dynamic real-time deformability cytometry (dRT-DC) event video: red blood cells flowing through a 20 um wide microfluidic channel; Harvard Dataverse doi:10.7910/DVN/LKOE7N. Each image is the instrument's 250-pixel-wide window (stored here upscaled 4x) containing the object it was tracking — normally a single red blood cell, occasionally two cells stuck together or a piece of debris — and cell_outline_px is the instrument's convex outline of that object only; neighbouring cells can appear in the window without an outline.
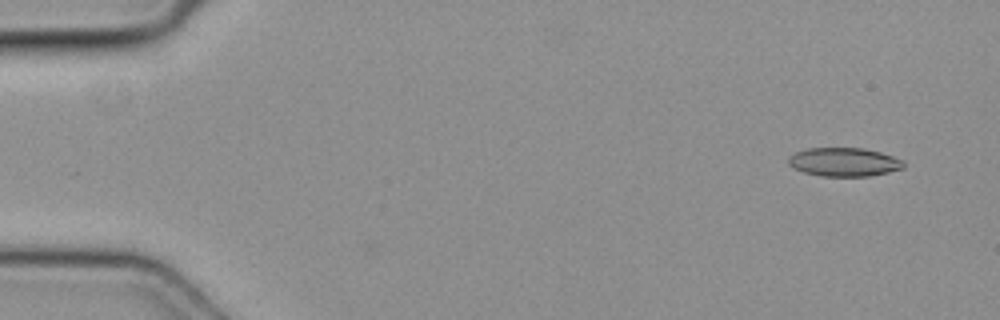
{"species": "common noctule bat (a hibernating species)", "species_latin": "Nyctalus noctula", "temperature_condition": "cold", "stored_images_in_passage": 46, "camera_frame_rate_fps": 3000, "um_per_image_px": 0.085, "animal": {"sex": "female", "body_mass_g": 19.3, "forearm_length_mm": 54.1}, "frame": {"image": 1, "passage_image": 1, "time_ms": 0.0, "image_size_px": [1000, 320], "cell_outline_px": [[904, 168], [888, 172], [868, 176], [824, 176], [804, 172], [792, 168], [788, 164], [788, 160], [796, 152], [808, 148], [864, 148], [880, 152], [904, 160]], "centroid_in_image_um": [71.76, 13.77], "position_along_channel_um": 13.2, "area_um2": 19.13}}
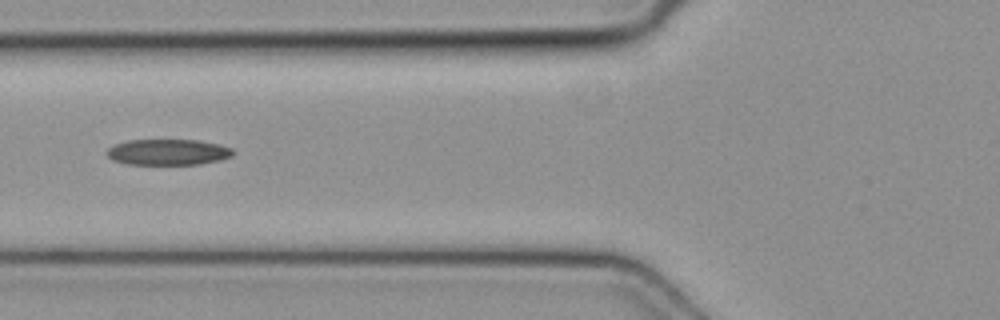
{"frame": {"image": 2, "passage_image": 17, "time_ms": 5.333, "image_size_px": [1000, 320], "cell_outline_px": [[236, 152], [232, 156], [220, 160], [200, 164], [124, 164], [112, 160], [108, 156], [108, 148], [116, 144], [128, 140], [200, 140], [220, 144], [232, 148]], "centroid_in_image_um": [14.33, 12.93], "position_along_channel_um": 111.5, "area_um2": 19.13}}
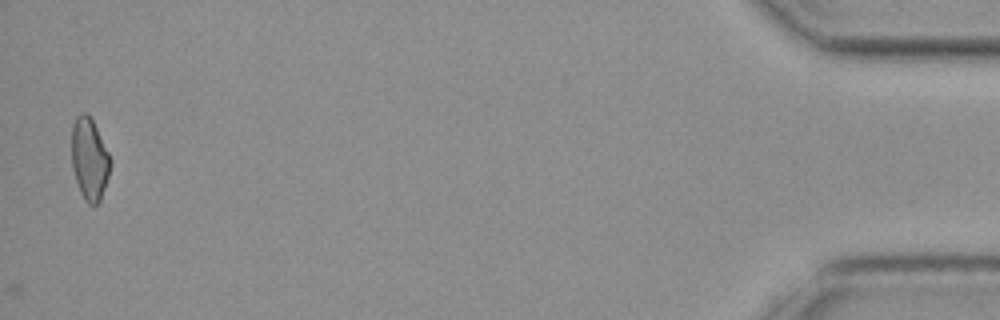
{"frame": {"image": 3, "passage_image": 46, "time_ms": 15.0, "image_size_px": [1000, 320], "cell_outline_px": [[112, 160], [108, 176], [100, 200], [96, 204], [88, 204], [84, 200], [80, 192], [72, 168], [72, 124], [76, 116], [80, 112], [84, 112], [92, 120]], "centroid_in_image_um": [7.59, 13.52], "position_along_channel_um": 427.6, "area_um2": 18.32}}